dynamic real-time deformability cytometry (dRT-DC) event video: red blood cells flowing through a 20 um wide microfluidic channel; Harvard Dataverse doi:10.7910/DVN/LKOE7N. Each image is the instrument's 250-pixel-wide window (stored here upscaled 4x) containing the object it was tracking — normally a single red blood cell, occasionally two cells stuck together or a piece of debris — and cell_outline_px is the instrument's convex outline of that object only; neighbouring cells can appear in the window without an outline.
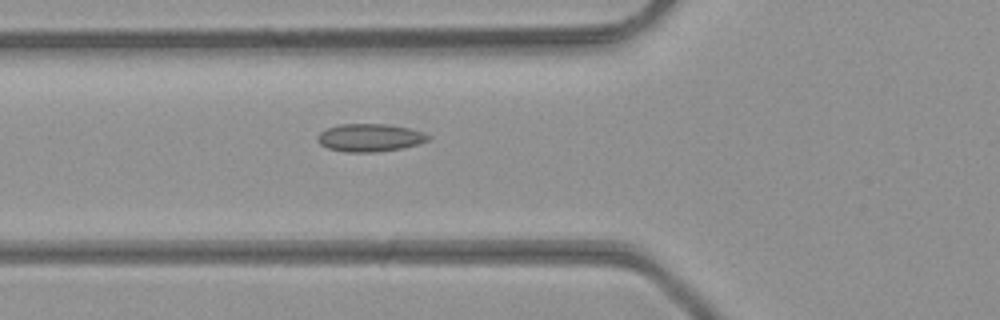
{"species": "common noctule bat (a hibernating species)", "species_latin": "Nyctalus noctula", "temperature_condition": "room temperature", "stored_images_in_passage": 47, "camera_frame_rate_fps": 3000, "um_per_image_px": 0.085, "animal": {"sex": "male", "body_mass_g": 23.1, "forearm_length_mm": 52.7}, "frame": {"image": 1, "passage_image": 17, "time_ms": 5.333, "image_size_px": [1000, 320], "cell_outline_px": [[428, 140], [404, 148], [376, 152], [344, 152], [328, 148], [320, 144], [316, 136], [320, 132], [328, 128], [340, 124], [388, 124], [408, 128], [424, 132], [428, 136]], "centroid_in_image_um": [31.41, 11.7], "position_along_channel_um": 94.4, "area_um2": 17.86}}
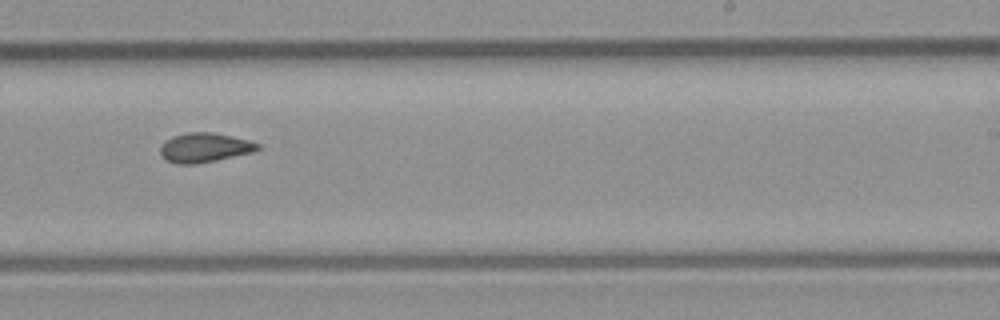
{"frame": {"image": 2, "passage_image": 29, "time_ms": 9.333, "image_size_px": [1000, 320], "cell_outline_px": [[260, 148], [252, 152], [216, 160], [196, 164], [176, 164], [160, 156], [160, 148], [172, 136], [188, 132], [212, 132], [248, 140], [260, 144]], "centroid_in_image_um": [17.38, 12.55], "position_along_channel_um": 271.6, "area_um2": 16.47}}
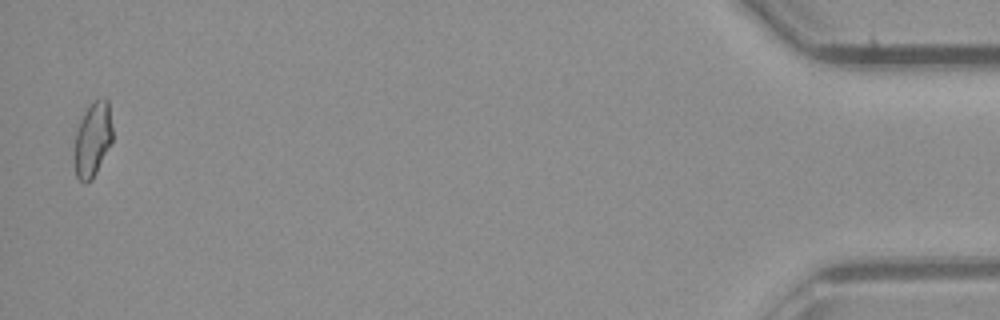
{"frame": {"image": 3, "passage_image": 46, "time_ms": 15.0, "image_size_px": [1000, 320], "cell_outline_px": [[112, 140], [92, 180], [84, 184], [76, 176], [76, 132], [80, 120], [84, 112], [96, 100], [104, 96], [108, 100], [112, 128]], "centroid_in_image_um": [7.9, 11.83], "position_along_channel_um": 427.3, "area_um2": 16.07}, "authors_computed_cell_mechanics": {"area_um2": 16.5886, "velocity_mm_per_s": 4.4145, "shape_relaxation_time_tau1_ms": null, "shape_relaxation_time_tau2_ms": 1.6666, "deformation_change_tau1": null, "deformation_change_tau2": 0.0794}}